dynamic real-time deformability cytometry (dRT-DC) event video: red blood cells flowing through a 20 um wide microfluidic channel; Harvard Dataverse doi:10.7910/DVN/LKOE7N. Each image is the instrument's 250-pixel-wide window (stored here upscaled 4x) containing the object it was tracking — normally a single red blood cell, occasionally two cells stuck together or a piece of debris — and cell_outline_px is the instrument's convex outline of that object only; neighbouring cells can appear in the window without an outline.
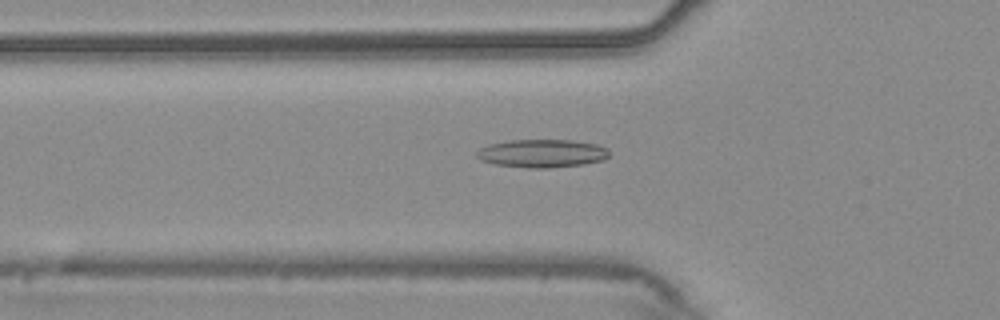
{"species": "common noctule bat (a hibernating species)", "species_latin": "Nyctalus noctula", "temperature_condition": "warm", "stored_images_in_passage": 54, "camera_frame_rate_fps": 3000, "um_per_image_px": 0.085, "animal": {"sex": "male", "body_mass_g": 20.4}, "frame": {"image": 1, "passage_image": 19, "time_ms": 6.0, "image_size_px": [1000, 320], "cell_outline_px": [[608, 156], [604, 160], [584, 164], [548, 168], [528, 168], [496, 164], [480, 160], [476, 156], [476, 152], [480, 148], [492, 144], [508, 140], [572, 140], [596, 144], [608, 148]], "centroid_in_image_um": [46.08, 13.04], "position_along_channel_um": 79.7, "area_um2": 21.68}}
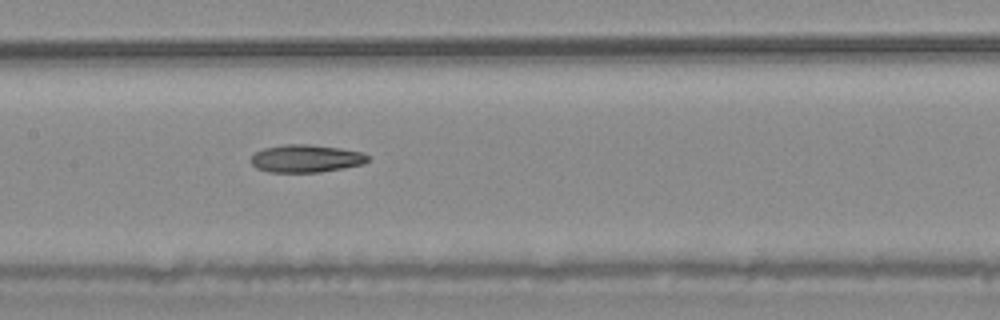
{"frame": {"image": 2, "passage_image": 27, "time_ms": 8.667, "image_size_px": [1000, 320], "cell_outline_px": [[368, 160], [364, 164], [344, 168], [320, 172], [268, 172], [256, 168], [248, 160], [256, 152], [264, 148], [284, 144], [308, 144], [340, 148], [364, 152], [368, 156]], "centroid_in_image_um": [26.0, 13.47], "position_along_channel_um": 181.4, "area_um2": 19.02}}
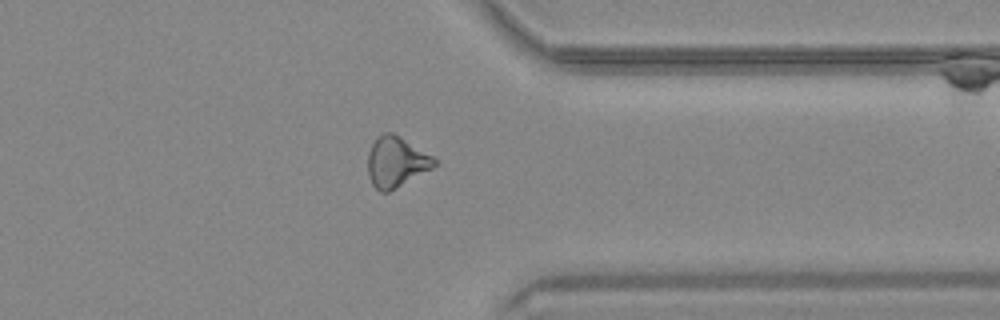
{"frame": {"image": 3, "passage_image": 43, "time_ms": 14.0, "image_size_px": [1000, 320], "cell_outline_px": [[436, 164], [432, 168], [388, 192], [380, 192], [372, 184], [368, 176], [368, 152], [372, 144], [384, 132], [392, 132], [400, 136], [432, 156], [436, 160]], "centroid_in_image_um": [33.65, 13.77], "position_along_channel_um": 377.8, "area_um2": 19.25}}